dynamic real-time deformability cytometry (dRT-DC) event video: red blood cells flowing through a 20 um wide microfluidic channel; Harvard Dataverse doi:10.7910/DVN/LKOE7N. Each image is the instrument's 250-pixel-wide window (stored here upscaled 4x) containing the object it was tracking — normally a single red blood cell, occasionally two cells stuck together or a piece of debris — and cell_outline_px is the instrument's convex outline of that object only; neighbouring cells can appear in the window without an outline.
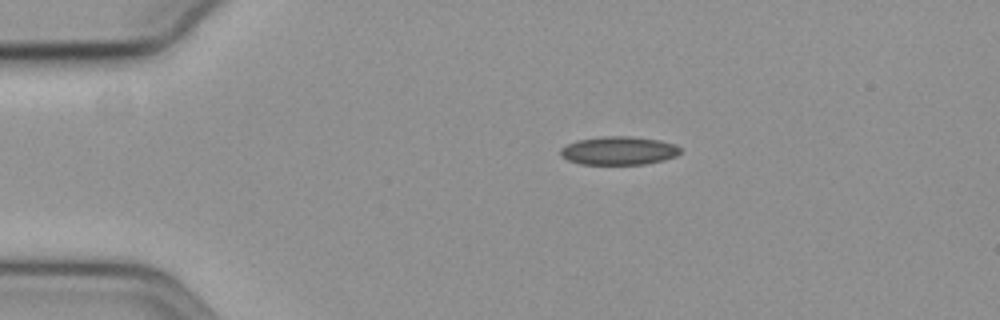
{"species": "common noctule bat (a hibernating species)", "species_latin": "Nyctalus noctula", "temperature_condition": "cold", "stored_images_in_passage": 47, "camera_frame_rate_fps": 3000, "um_per_image_px": 0.085, "animal": {"sex": "female", "body_mass_g": 19.3, "forearm_length_mm": 54.1}, "frame": {"image": 1, "passage_image": 1, "time_ms": 0.0, "image_size_px": [1000, 320], "cell_outline_px": [[680, 152], [676, 156], [664, 160], [644, 164], [580, 164], [568, 160], [560, 156], [560, 148], [576, 140], [604, 136], [632, 136], [660, 140], [676, 144], [680, 148]], "centroid_in_image_um": [52.59, 12.8], "position_along_channel_um": 32.4, "area_um2": 19.94}}
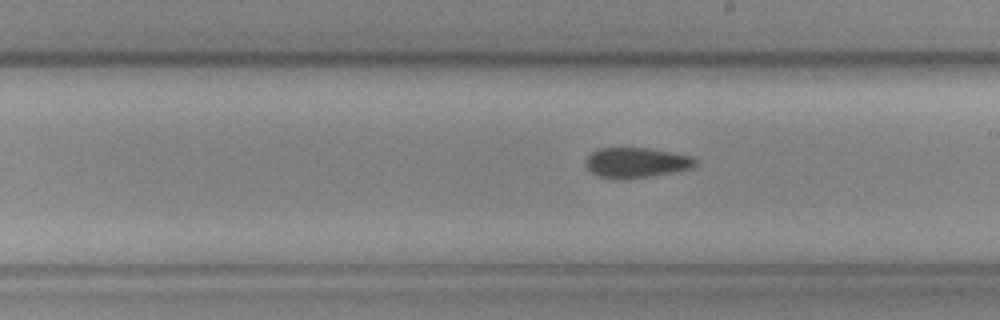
{"frame": {"image": 2, "passage_image": 22, "time_ms": 7.0, "image_size_px": [1000, 320], "cell_outline_px": [[696, 164], [692, 168], [676, 172], [652, 176], [624, 180], [612, 180], [596, 176], [584, 164], [584, 160], [592, 152], [600, 148], [648, 148], [692, 156], [696, 160]], "centroid_in_image_um": [54.05, 13.85], "position_along_channel_um": 235.0, "area_um2": 19.65}}
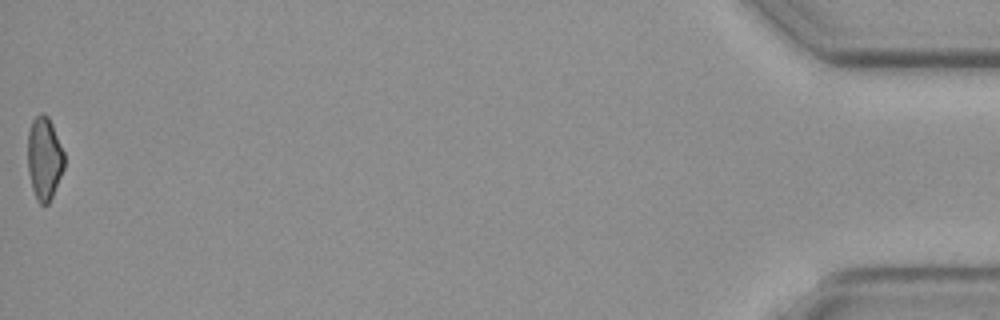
{"frame": {"image": 3, "passage_image": 47, "time_ms": 15.333, "image_size_px": [1000, 320], "cell_outline_px": [[64, 168], [52, 196], [48, 204], [40, 204], [36, 200], [32, 188], [28, 172], [28, 132], [32, 120], [40, 112], [44, 112], [48, 116], [52, 124], [64, 152]], "centroid_in_image_um": [3.76, 13.44], "position_along_channel_um": 431.4, "area_um2": 17.69}}